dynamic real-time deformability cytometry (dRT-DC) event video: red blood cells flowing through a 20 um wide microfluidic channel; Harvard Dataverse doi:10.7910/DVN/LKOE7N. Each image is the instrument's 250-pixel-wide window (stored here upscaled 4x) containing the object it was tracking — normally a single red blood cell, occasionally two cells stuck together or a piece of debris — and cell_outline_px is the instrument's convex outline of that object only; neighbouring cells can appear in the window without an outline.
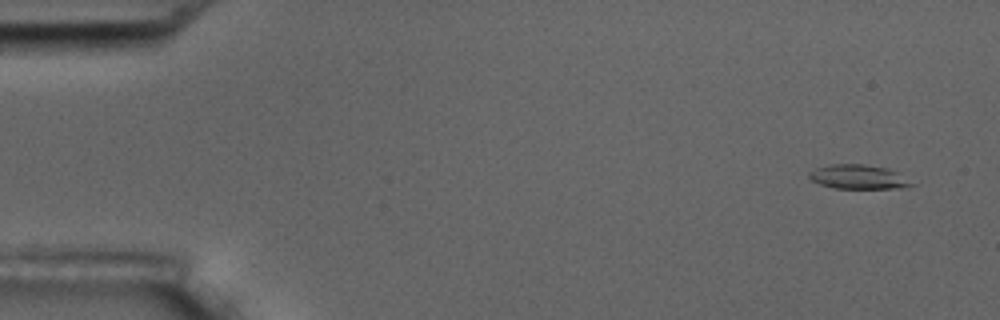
{"species": "common noctule bat (a hibernating species)", "species_latin": "Nyctalus noctula", "temperature_condition": "room temperature", "stored_images_in_passage": 5, "camera_frame_rate_fps": 3000, "um_per_image_px": 0.085, "animal": {"sex": "male", "body_mass_g": 17.5, "forearm_length_mm": 52.3}, "frame": {"image": 1, "passage_image": 2, "time_ms": 1.0, "image_size_px": [1000, 320], "cell_outline_px": [[916, 184], [908, 188], [836, 188], [820, 184], [812, 180], [808, 176], [808, 172], [816, 168], [832, 164], [864, 164], [888, 168], [896, 172]], "centroid_in_image_um": [72.99, 15.04], "position_along_channel_um": 12.0, "area_um2": 14.45}}
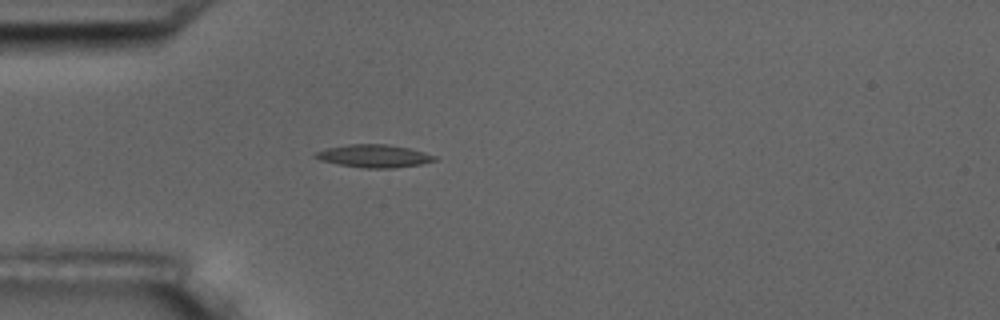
{"frame": {"image": 2, "passage_image": 5, "time_ms": 5.333, "image_size_px": [1000, 320], "cell_outline_px": [[440, 156], [436, 160], [420, 164], [392, 168], [364, 168], [336, 164], [320, 160], [312, 156], [316, 152], [328, 148], [348, 144], [388, 144], [408, 148]], "centroid_in_image_um": [31.8, 13.26], "position_along_channel_um": 53.2, "area_um2": 15.9}}